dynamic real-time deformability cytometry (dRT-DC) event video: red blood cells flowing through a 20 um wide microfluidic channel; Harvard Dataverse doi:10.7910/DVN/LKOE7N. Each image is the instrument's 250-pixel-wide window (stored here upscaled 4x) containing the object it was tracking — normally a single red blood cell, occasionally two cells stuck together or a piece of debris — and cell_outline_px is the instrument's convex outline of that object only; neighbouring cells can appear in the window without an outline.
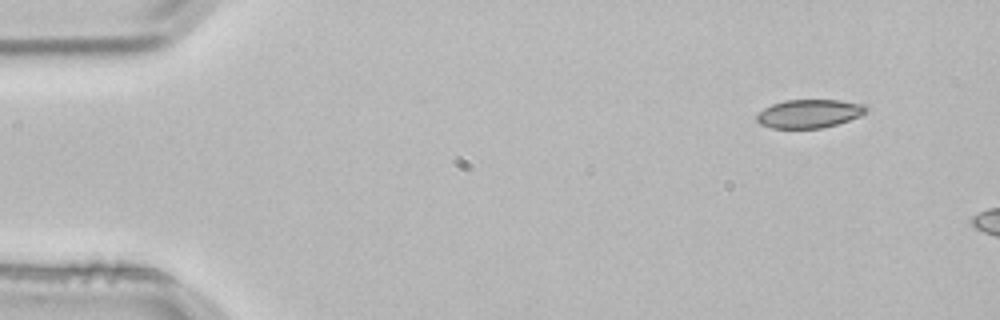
{"species": "common noctule bat (a hibernating species)", "species_latin": "Nyctalus noctula", "temperature_condition": "room temperature", "stored_images_in_passage": 2, "camera_frame_rate_fps": 3000, "um_per_image_px": 0.085, "animal": {"sex": "male", "body_mass_g": 21.5, "forearm_length_mm": 52.0}, "frame": {"image": 1, "passage_image": 1, "time_ms": 0.0, "image_size_px": [1000, 320], "cell_outline_px": [[868, 112], [848, 120], [836, 124], [820, 128], [772, 128], [760, 124], [756, 120], [756, 116], [764, 108], [772, 104], [784, 100], [840, 100], [868, 104]], "centroid_in_image_um": [68.81, 9.64], "position_along_channel_um": 16.2, "area_um2": 18.21}}